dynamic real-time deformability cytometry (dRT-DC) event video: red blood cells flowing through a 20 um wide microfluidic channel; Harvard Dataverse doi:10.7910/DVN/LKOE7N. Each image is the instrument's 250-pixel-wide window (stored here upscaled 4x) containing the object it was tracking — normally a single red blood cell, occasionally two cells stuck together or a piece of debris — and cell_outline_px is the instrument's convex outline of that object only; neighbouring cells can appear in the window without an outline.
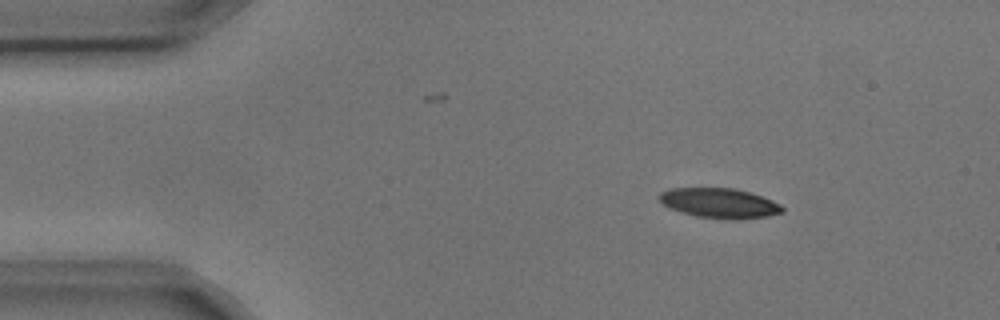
{"species": "common noctule bat (a hibernating species)", "species_latin": "Nyctalus noctula", "temperature_condition": "cold", "stored_images_in_passage": 2, "camera_frame_rate_fps": 3000, "um_per_image_px": 0.085, "animal": {"sex": "male", "body_mass_g": 17.9, "forearm_length_mm": 54.2}, "frame": {"image": 1, "passage_image": 1, "time_ms": 0.0, "image_size_px": [1000, 320], "cell_outline_px": [[784, 212], [768, 216], [740, 220], [728, 220], [696, 216], [680, 212], [668, 208], [656, 196], [660, 192], [668, 188], [736, 188], [752, 192], [772, 200], [780, 204], [784, 208]], "centroid_in_image_um": [61.16, 17.27], "position_along_channel_um": 23.8, "area_um2": 21.91}}